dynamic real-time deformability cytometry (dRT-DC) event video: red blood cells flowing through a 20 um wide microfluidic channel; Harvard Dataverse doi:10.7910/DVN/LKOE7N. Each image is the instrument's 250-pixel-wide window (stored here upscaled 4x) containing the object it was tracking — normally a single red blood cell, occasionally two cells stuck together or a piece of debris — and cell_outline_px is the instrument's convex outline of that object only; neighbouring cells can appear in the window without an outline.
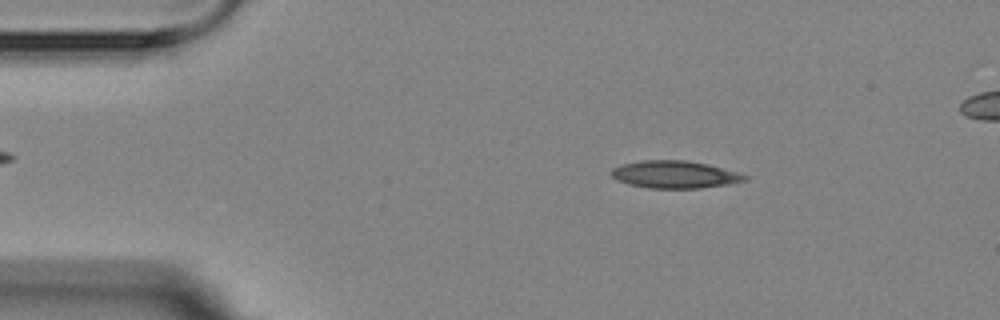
{"species": "Egyptian fruit bat (a non-hibernating species)", "species_latin": "Rousettus aegyptiacus", "temperature_condition": "room temperature", "stored_images_in_passage": 4, "segment_of_instrument_passage": [1, 2], "camera_frame_rate_fps": 3000, "um_per_image_px": 0.085, "animal": {"sex": "female"}, "frame": {"image": 1, "passage_image": 1, "time_ms": 0.0, "image_size_px": [1000, 320], "cell_outline_px": [[748, 180], [728, 184], [700, 188], [648, 188], [628, 184], [616, 180], [612, 176], [612, 168], [620, 164], [640, 160], [684, 160], [708, 164], [736, 172], [748, 176]], "centroid_in_image_um": [57.32, 14.83], "position_along_channel_um": 27.7, "area_um2": 21.33}}